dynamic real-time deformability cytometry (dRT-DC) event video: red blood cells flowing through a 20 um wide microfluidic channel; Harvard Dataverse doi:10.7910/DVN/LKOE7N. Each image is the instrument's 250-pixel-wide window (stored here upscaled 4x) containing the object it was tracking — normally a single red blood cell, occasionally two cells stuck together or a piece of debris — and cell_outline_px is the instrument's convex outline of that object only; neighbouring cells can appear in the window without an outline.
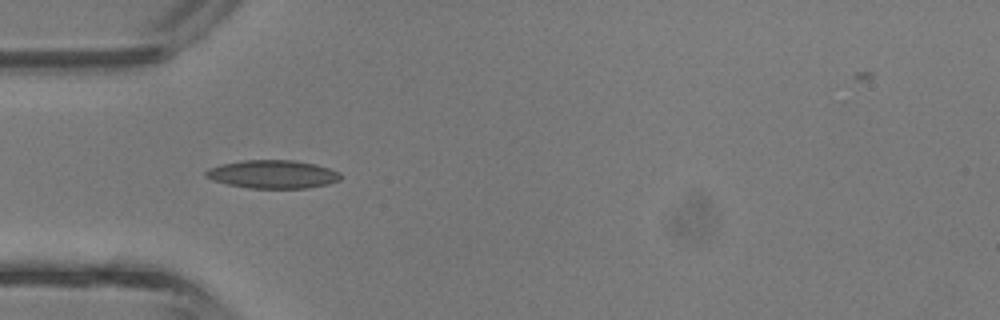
{"species": "common noctule bat (a hibernating species)", "species_latin": "Nyctalus noctula", "temperature_condition": "room temperature", "stored_images_in_passage": 4, "camera_frame_rate_fps": 3000, "um_per_image_px": 0.085, "animal": {"sex": "male", "body_mass_g": 13.3}, "frame": {"image": 1, "passage_image": 3, "time_ms": 0.667, "image_size_px": [1000, 320], "cell_outline_px": [[340, 180], [328, 184], [308, 188], [248, 188], [228, 184], [212, 180], [204, 176], [204, 172], [208, 168], [220, 164], [240, 160], [292, 160], [316, 164], [340, 172]], "centroid_in_image_um": [23.15, 14.81], "position_along_channel_um": 61.9, "area_um2": 22.31}}
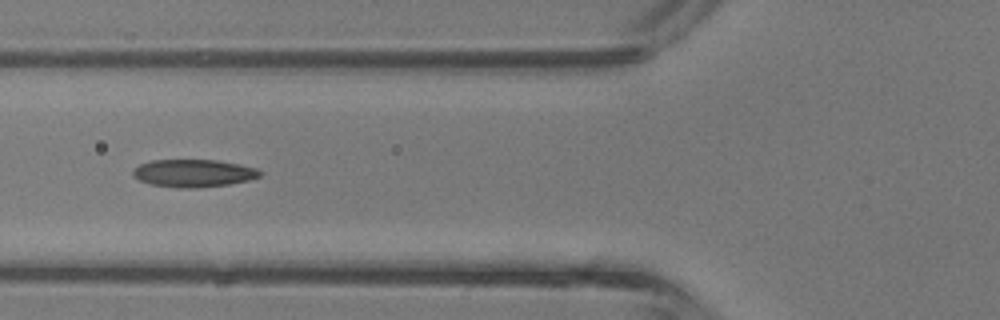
{"frame": {"image": 2, "passage_image": 4, "time_ms": 1.0, "image_size_px": [1000, 320], "cell_outline_px": [[264, 172], [260, 176], [248, 180], [228, 184], [196, 188], [176, 188], [152, 184], [140, 180], [132, 176], [132, 172], [140, 164], [152, 160], [216, 160], [240, 164], [256, 168]], "centroid_in_image_um": [16.47, 14.72], "position_along_channel_um": 109.3, "area_um2": 20.4}}